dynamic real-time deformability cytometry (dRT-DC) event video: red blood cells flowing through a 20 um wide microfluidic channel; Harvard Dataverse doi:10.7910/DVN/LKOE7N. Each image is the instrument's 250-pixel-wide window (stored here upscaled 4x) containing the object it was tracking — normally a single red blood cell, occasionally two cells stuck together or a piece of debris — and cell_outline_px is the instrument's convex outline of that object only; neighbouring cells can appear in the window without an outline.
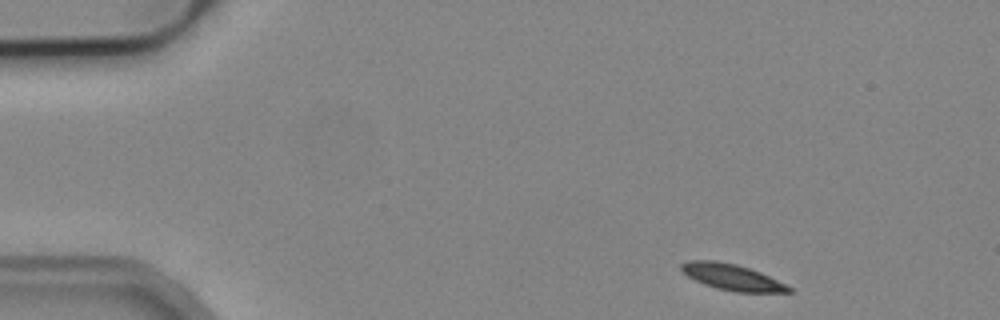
{"species": "common noctule bat (a hibernating species)", "species_latin": "Nyctalus noctula", "temperature_condition": "cold", "stored_images_in_passage": 3, "camera_frame_rate_fps": 3000, "um_per_image_px": 0.085, "animal": {"sex": "male", "body_mass_g": 19.2, "forearm_length_mm": 51.8}, "frame": {"image": 1, "passage_image": 1, "time_ms": 0.0, "image_size_px": [1000, 320], "cell_outline_px": [[792, 292], [736, 292], [716, 288], [704, 284], [688, 276], [680, 268], [680, 264], [688, 260], [716, 260], [736, 264], [760, 272], [792, 288]], "centroid_in_image_um": [62.18, 23.54], "position_along_channel_um": 22.8, "area_um2": 16.13}}
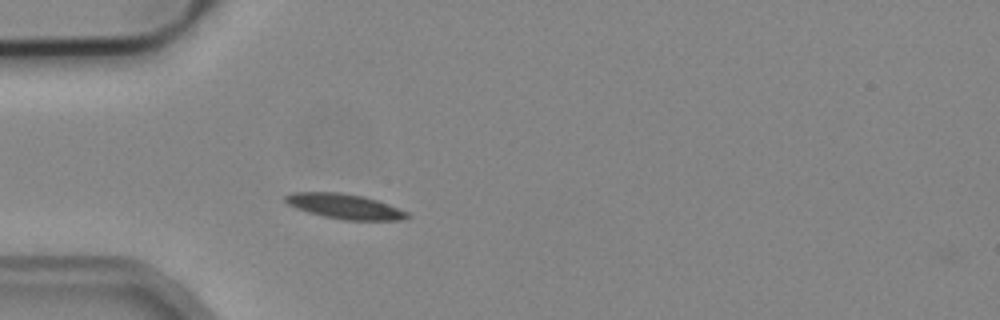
{"frame": {"image": 2, "passage_image": 3, "time_ms": 3.0, "image_size_px": [1000, 320], "cell_outline_px": [[412, 216], [408, 220], [344, 220], [324, 216], [308, 212], [296, 208], [288, 204], [284, 200], [284, 196], [292, 192], [340, 192], [364, 196], [388, 204], [408, 212]], "centroid_in_image_um": [29.33, 17.54], "position_along_channel_um": 55.7, "area_um2": 17.86}}